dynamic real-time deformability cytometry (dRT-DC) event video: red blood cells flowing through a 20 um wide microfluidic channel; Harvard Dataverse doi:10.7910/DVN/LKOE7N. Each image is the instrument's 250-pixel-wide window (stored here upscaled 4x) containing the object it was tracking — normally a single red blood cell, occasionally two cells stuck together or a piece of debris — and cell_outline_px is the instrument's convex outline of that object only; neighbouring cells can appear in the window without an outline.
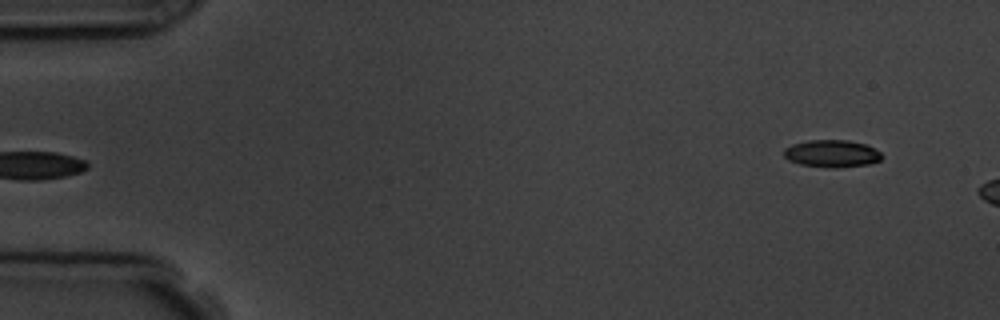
{"species": "common noctule bat (a hibernating species)", "species_latin": "Nyctalus noctula", "temperature_condition": "room temperature", "stored_images_in_passage": 2, "camera_frame_rate_fps": 3000, "um_per_image_px": 0.085, "animal": {"sex": "male", "body_mass_g": 19.5, "forearm_length_mm": 54.6}, "frame": {"image": 1, "passage_image": 2, "time_ms": 1.333, "image_size_px": [1000, 320], "cell_outline_px": [[884, 156], [880, 160], [868, 164], [836, 168], [832, 168], [800, 164], [788, 160], [784, 156], [784, 148], [792, 144], [808, 140], [848, 140], [868, 144], [880, 152]], "centroid_in_image_um": [70.72, 13.05], "position_along_channel_um": 14.3, "area_um2": 15.72}}